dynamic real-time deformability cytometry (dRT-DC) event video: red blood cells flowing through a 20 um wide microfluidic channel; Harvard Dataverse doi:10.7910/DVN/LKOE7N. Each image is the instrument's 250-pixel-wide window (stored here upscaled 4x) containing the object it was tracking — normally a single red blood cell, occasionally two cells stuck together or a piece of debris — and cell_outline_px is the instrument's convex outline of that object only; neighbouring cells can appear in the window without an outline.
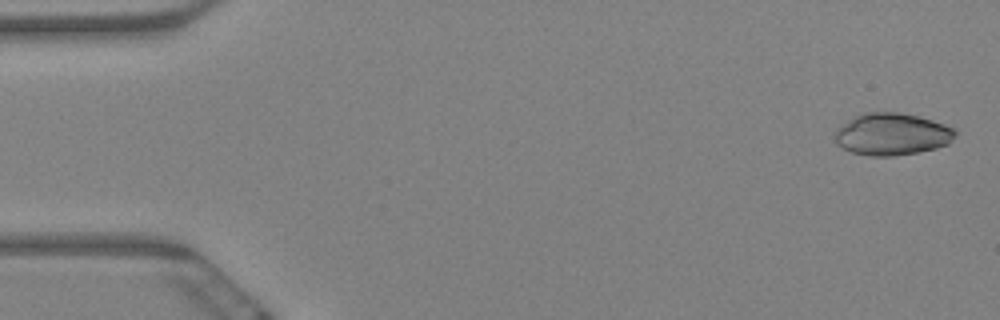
{"species": "Egyptian fruit bat (a non-hibernating species)", "species_latin": "Rousettus aegyptiacus", "temperature_condition": "warm", "stored_images_in_passage": 7, "camera_frame_rate_fps": 3000, "um_per_image_px": 0.085, "animal": {"sex": "female"}, "frame": {"image": 1, "passage_image": 1, "time_ms": 0.0, "image_size_px": [1000, 320], "cell_outline_px": [[956, 132], [952, 140], [948, 144], [936, 148], [916, 152], [892, 156], [872, 156], [852, 152], [840, 148], [836, 144], [832, 132], [836, 128], [848, 120], [864, 112], [896, 112], [920, 116], [944, 124], [952, 128]], "centroid_in_image_um": [75.76, 11.4], "position_along_channel_um": 9.2, "area_um2": 29.65}}
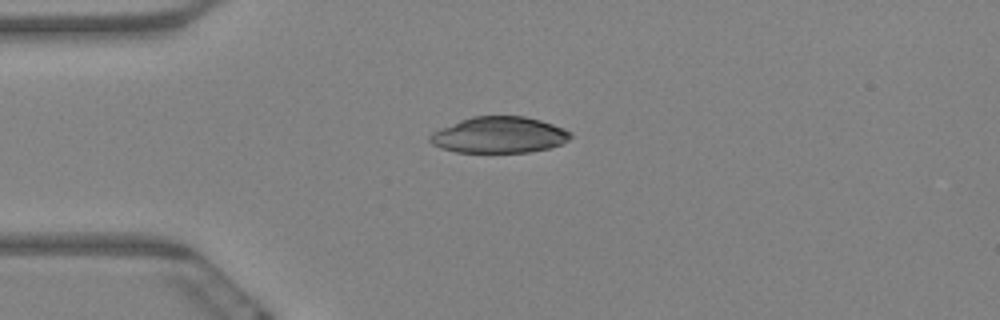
{"frame": {"image": 2, "passage_image": 5, "time_ms": 1.333, "image_size_px": [1000, 320], "cell_outline_px": [[572, 136], [568, 140], [560, 144], [548, 148], [528, 152], [456, 152], [440, 148], [432, 144], [428, 140], [428, 136], [432, 132], [440, 128], [460, 120], [472, 116], [524, 116], [540, 120], [564, 128], [572, 132]], "centroid_in_image_um": [42.4, 11.47], "position_along_channel_um": 42.6, "area_um2": 29.71}}
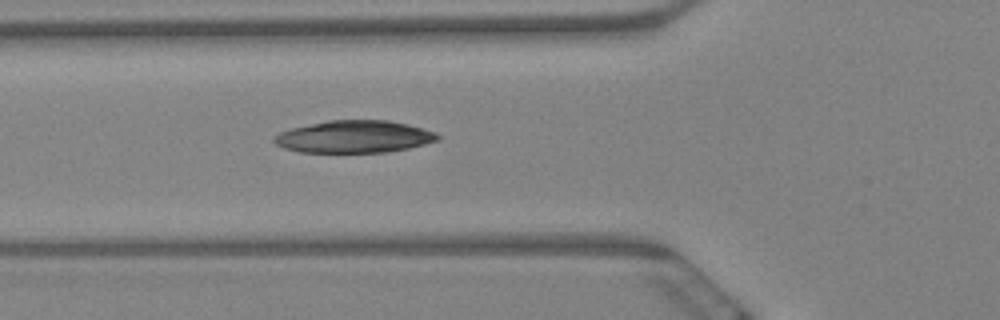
{"frame": {"image": 3, "passage_image": 7, "time_ms": 2.0, "image_size_px": [1000, 320], "cell_outline_px": [[440, 140], [408, 148], [388, 152], [300, 152], [284, 148], [276, 144], [272, 140], [280, 132], [292, 128], [328, 120], [388, 120], [408, 124], [436, 132], [440, 136]], "centroid_in_image_um": [30.13, 11.62], "position_along_channel_um": 95.7, "area_um2": 30.69}}